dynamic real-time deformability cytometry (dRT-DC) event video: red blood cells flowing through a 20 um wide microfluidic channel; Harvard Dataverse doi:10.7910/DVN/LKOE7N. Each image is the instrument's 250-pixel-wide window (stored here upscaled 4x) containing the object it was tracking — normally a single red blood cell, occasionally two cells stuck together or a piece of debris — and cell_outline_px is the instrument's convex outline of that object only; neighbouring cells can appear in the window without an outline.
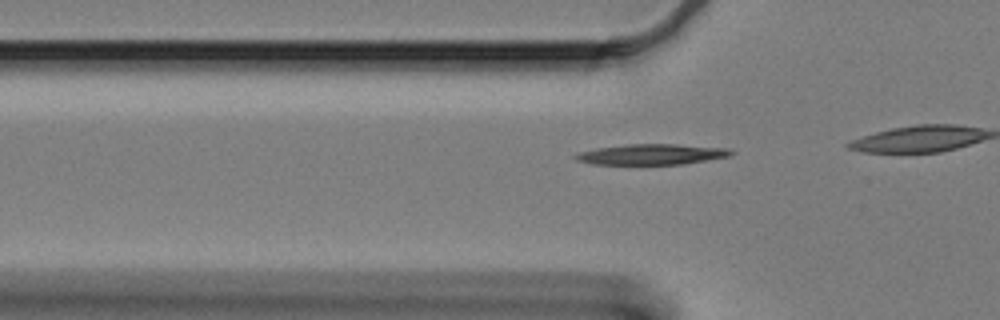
{"species": "Egyptian fruit bat (a non-hibernating species)", "species_latin": "Rousettus aegyptiacus", "temperature_condition": "cold", "stored_images_in_passage": 14, "camera_frame_rate_fps": 3000, "um_per_image_px": 0.085, "animal": {"sex": "female"}, "frame": {"image": 1, "passage_image": 8, "time_ms": 2.333, "image_size_px": [1000, 320], "cell_outline_px": [[736, 152], [728, 156], [684, 164], [592, 164], [576, 160], [572, 156], [580, 152], [596, 148], [628, 144], [676, 144], [728, 148]], "centroid_in_image_um": [55.38, 13.11], "position_along_channel_um": 70.4, "area_um2": 18.61}}
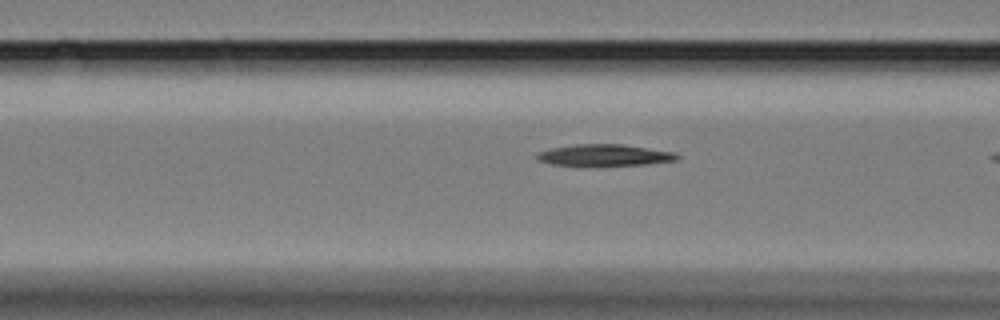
{"frame": {"image": 2, "passage_image": 12, "time_ms": 3.667, "image_size_px": [1000, 320], "cell_outline_px": [[680, 156], [676, 160], [644, 164], [580, 168], [552, 164], [540, 160], [536, 156], [536, 152], [552, 148], [576, 144], [624, 144], [676, 152]], "centroid_in_image_um": [51.35, 13.22], "position_along_channel_um": 115.3, "area_um2": 18.32}}